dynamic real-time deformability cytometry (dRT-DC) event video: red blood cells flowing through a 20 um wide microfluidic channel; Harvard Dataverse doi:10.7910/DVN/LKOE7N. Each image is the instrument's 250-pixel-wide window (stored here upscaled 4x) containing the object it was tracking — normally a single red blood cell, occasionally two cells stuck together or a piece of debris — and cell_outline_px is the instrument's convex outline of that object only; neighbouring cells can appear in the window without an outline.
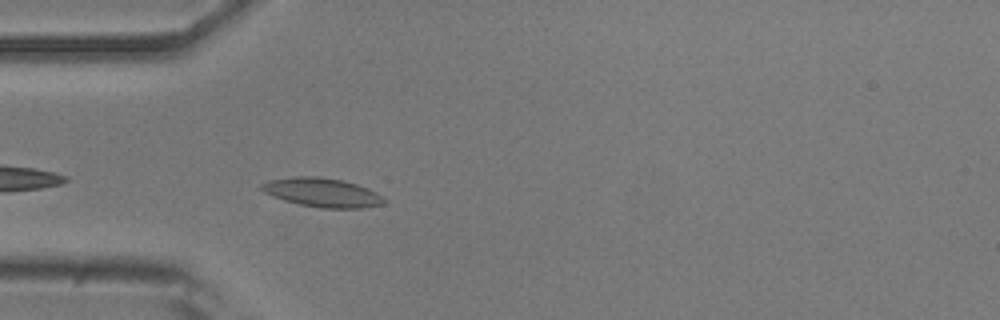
{"species": "common noctule bat (a hibernating species)", "species_latin": "Nyctalus noctula", "temperature_condition": "room temperature", "stored_images_in_passage": 33, "camera_frame_rate_fps": 3000, "um_per_image_px": 0.085, "animal": {"sex": "male", "body_mass_g": 20.5, "forearm_length_mm": 52.5}, "frame": {"image": 1, "passage_image": 1, "time_ms": 0.0, "image_size_px": [1000, 320], "cell_outline_px": [[384, 204], [360, 208], [320, 208], [300, 204], [284, 200], [272, 196], [264, 192], [260, 188], [260, 184], [268, 180], [296, 176], [316, 176], [344, 180], [368, 188], [376, 192], [384, 200]], "centroid_in_image_um": [27.35, 16.35], "position_along_channel_um": 57.6, "area_um2": 20.63}}
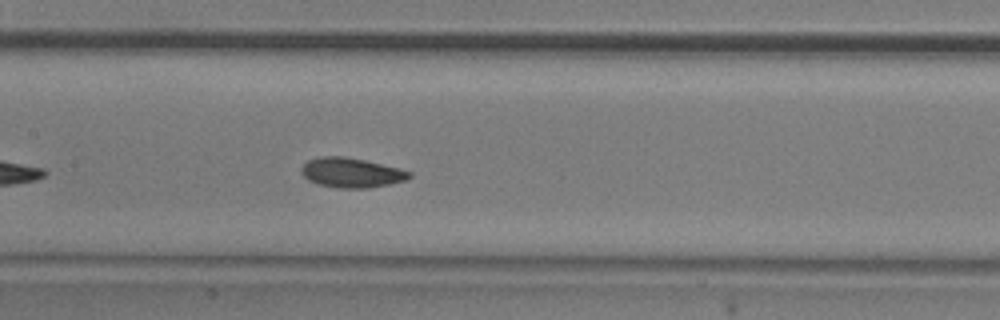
{"frame": {"image": 2, "passage_image": 11, "time_ms": 3.333, "image_size_px": [1000, 320], "cell_outline_px": [[412, 176], [404, 180], [388, 184], [368, 188], [336, 188], [316, 184], [308, 180], [300, 172], [300, 168], [308, 160], [320, 156], [344, 156], [364, 160], [400, 168], [412, 172]], "centroid_in_image_um": [29.83, 14.68], "position_along_channel_um": 177.6, "area_um2": 18.79}}
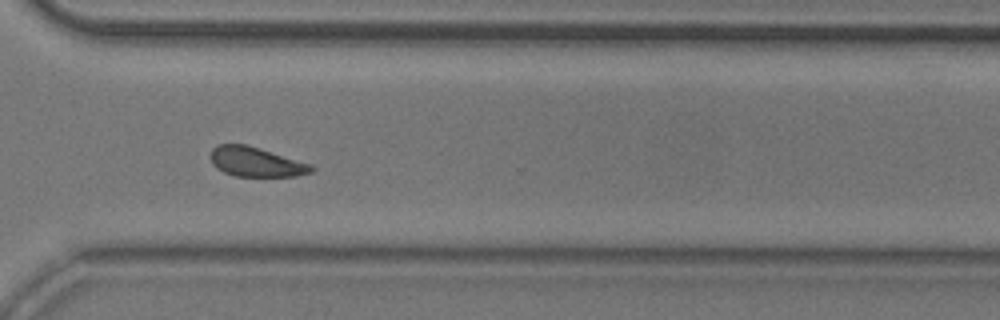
{"frame": {"image": 3, "passage_image": 25, "time_ms": 8.0, "image_size_px": [1000, 320], "cell_outline_px": [[316, 168], [312, 172], [296, 176], [236, 176], [224, 172], [216, 168], [212, 164], [212, 148], [216, 144], [244, 144], [312, 164]], "centroid_in_image_um": [21.77, 13.77], "position_along_channel_um": 348.8, "area_um2": 17.22}, "authors_computed_cell_mechanics": {"area_um2": 18.0914, "velocity_mm_per_s": 3.679, "shape_relaxation_time_tau1_ms": 3.7062, "shape_relaxation_time_tau2_ms": 6.2147, "deformation_change_tau1": 0.0845, "deformation_change_tau2": 0.0984}}